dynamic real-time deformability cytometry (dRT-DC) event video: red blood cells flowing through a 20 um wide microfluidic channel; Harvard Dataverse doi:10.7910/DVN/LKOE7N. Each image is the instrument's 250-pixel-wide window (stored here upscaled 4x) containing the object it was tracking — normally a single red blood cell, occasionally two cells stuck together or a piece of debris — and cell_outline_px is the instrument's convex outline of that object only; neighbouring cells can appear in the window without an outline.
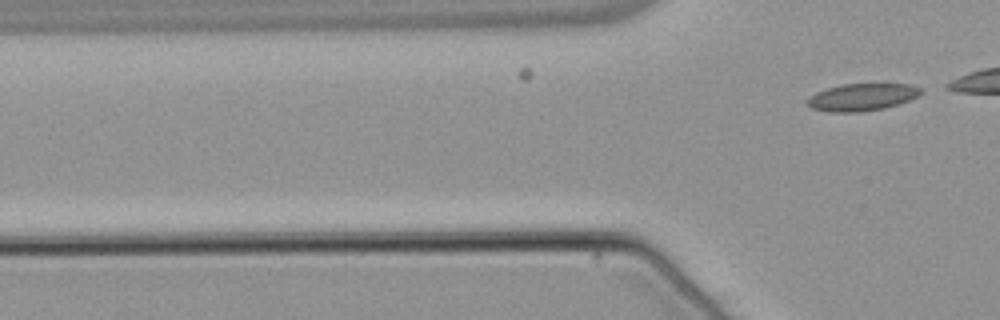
{"species": "common noctule bat (a hibernating species)", "species_latin": "Nyctalus noctula", "temperature_condition": "warm", "stored_images_in_passage": 11, "camera_frame_rate_fps": 3000, "um_per_image_px": 0.085, "animal": {"sex": "male", "body_mass_g": 21.5, "forearm_length_mm": 52.0}, "frame": {"image": 1, "passage_image": 11, "time_ms": 3.333, "image_size_px": [1000, 320], "cell_outline_px": [[920, 92], [916, 96], [900, 104], [884, 108], [860, 112], [828, 112], [812, 108], [804, 100], [808, 96], [816, 92], [840, 84], [912, 84], [920, 88]], "centroid_in_image_um": [73.21, 8.26], "position_along_channel_um": 52.6, "area_um2": 18.03}}